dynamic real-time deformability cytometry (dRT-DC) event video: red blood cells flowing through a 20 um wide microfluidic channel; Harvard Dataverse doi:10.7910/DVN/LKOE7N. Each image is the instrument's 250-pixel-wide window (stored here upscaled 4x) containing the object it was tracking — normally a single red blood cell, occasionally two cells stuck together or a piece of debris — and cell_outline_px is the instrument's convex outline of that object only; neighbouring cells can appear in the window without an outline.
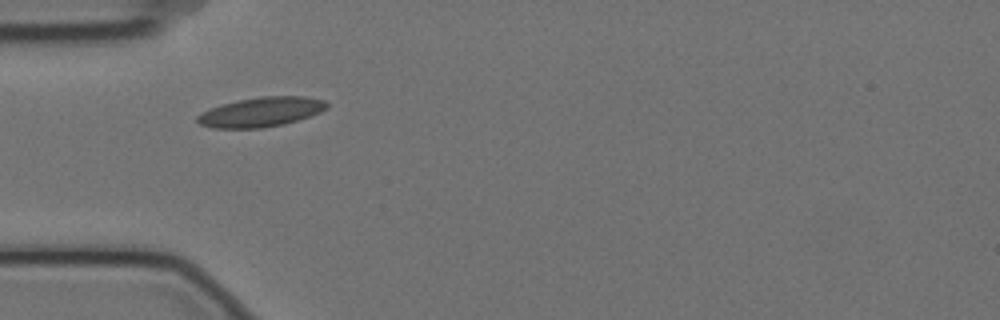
{"species": "Egyptian fruit bat (a non-hibernating species)", "species_latin": "Rousettus aegyptiacus", "temperature_condition": "cold", "stored_images_in_passage": 4, "camera_frame_rate_fps": 3000, "um_per_image_px": 0.085, "animal": {"sex": "female"}, "frame": {"image": 1, "passage_image": 1, "time_ms": 0.0, "image_size_px": [1000, 320], "cell_outline_px": [[328, 108], [320, 112], [284, 124], [260, 128], [212, 128], [200, 124], [196, 120], [196, 116], [212, 108], [236, 100], [260, 96], [304, 96], [324, 100], [328, 104]], "centroid_in_image_um": [22.2, 9.51], "position_along_channel_um": 62.8, "area_um2": 22.14}}
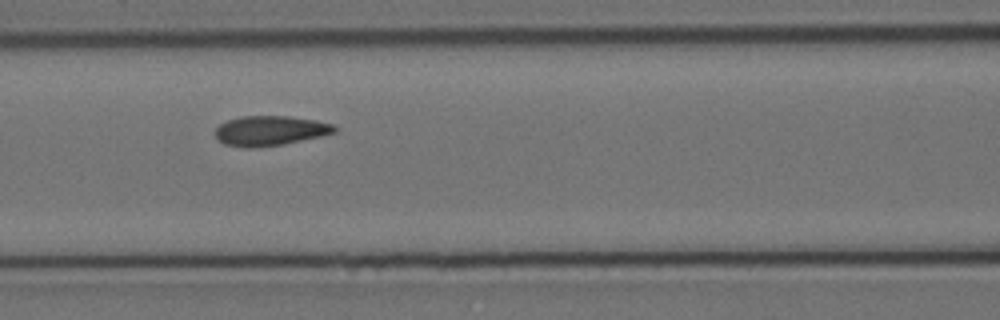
{"frame": {"image": 2, "passage_image": 3, "time_ms": 0.667, "image_size_px": [1000, 320], "cell_outline_px": [[336, 132], [320, 136], [284, 144], [252, 148], [248, 148], [224, 144], [216, 136], [216, 128], [220, 124], [228, 120], [240, 116], [288, 116], [316, 120], [332, 124], [336, 128]], "centroid_in_image_um": [22.95, 11.11], "position_along_channel_um": 143.6, "area_um2": 20.58}}
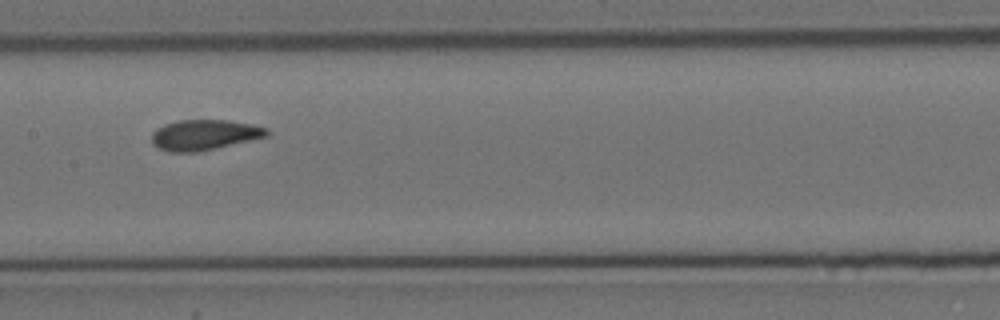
{"frame": {"image": 3, "passage_image": 4, "time_ms": 1.0, "image_size_px": [1000, 320], "cell_outline_px": [[268, 136], [196, 152], [168, 152], [152, 144], [152, 132], [156, 128], [164, 124], [176, 120], [228, 120], [252, 124], [268, 128]], "centroid_in_image_um": [17.34, 11.45], "position_along_channel_um": 190.1, "area_um2": 20.35}}